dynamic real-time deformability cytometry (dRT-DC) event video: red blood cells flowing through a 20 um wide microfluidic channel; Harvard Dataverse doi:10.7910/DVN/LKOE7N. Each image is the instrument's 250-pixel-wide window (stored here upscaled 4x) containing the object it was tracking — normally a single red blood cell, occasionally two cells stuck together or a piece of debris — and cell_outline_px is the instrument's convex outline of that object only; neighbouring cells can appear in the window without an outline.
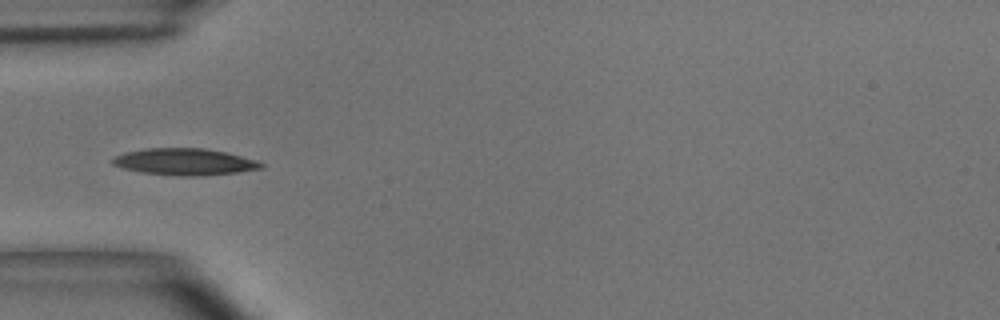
{"species": "common noctule bat (a hibernating species)", "species_latin": "Nyctalus noctula", "temperature_condition": "room temperature", "stored_images_in_passage": 5, "camera_frame_rate_fps": 3000, "um_per_image_px": 0.085, "animal": {"sex": "male", "body_mass_g": 15.6}, "frame": {"image": 1, "passage_image": 4, "time_ms": 1.0, "image_size_px": [1000, 320], "cell_outline_px": [[264, 168], [236, 172], [196, 176], [180, 176], [140, 172], [124, 168], [112, 164], [112, 160], [116, 156], [124, 152], [144, 148], [204, 148], [224, 152], [256, 160], [264, 164]], "centroid_in_image_um": [15.67, 13.75], "position_along_channel_um": 69.3, "area_um2": 22.95}}
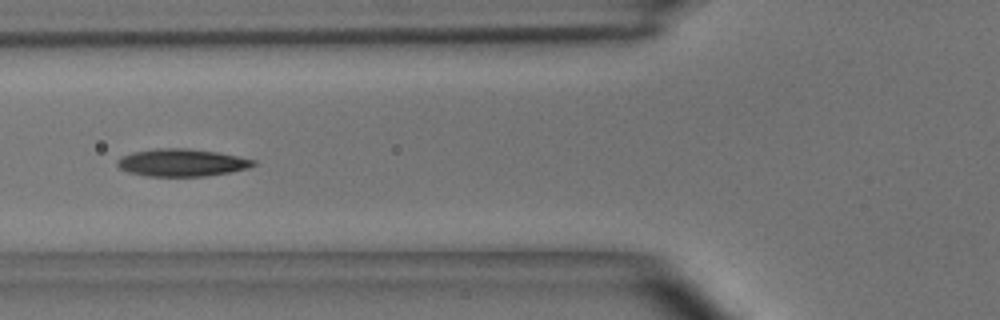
{"frame": {"image": 2, "passage_image": 5, "time_ms": 1.333, "image_size_px": [1000, 320], "cell_outline_px": [[256, 164], [248, 168], [232, 172], [204, 176], [144, 176], [128, 172], [120, 168], [116, 164], [116, 160], [120, 156], [132, 152], [160, 148], [188, 148], [216, 152], [256, 160]], "centroid_in_image_um": [15.42, 13.82], "position_along_channel_um": 110.4, "area_um2": 21.85}}